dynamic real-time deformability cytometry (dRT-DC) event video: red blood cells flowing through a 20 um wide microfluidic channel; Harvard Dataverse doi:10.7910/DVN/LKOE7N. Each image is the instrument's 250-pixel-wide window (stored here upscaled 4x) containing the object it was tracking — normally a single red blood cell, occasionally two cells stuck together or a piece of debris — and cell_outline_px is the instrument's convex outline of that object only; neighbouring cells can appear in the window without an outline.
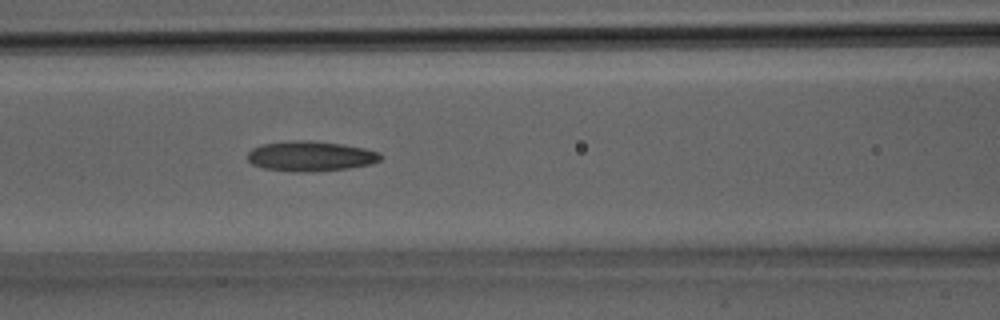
{"species": "Egyptian fruit bat (a non-hibernating species)", "species_latin": "Rousettus aegyptiacus", "temperature_condition": "room temperature", "stored_images_in_passage": 13, "camera_frame_rate_fps": 3000, "um_per_image_px": 0.085, "animal": {"sex": "male"}, "frame": {"image": 1, "passage_image": 13, "time_ms": 4.0, "image_size_px": [1000, 320], "cell_outline_px": [[384, 156], [380, 160], [372, 164], [348, 168], [300, 172], [264, 168], [252, 164], [248, 160], [248, 152], [252, 148], [260, 144], [292, 140], [308, 140], [344, 144], [364, 148], [380, 152]], "centroid_in_image_um": [26.41, 13.25], "position_along_channel_um": 140.2, "area_um2": 23.35}}